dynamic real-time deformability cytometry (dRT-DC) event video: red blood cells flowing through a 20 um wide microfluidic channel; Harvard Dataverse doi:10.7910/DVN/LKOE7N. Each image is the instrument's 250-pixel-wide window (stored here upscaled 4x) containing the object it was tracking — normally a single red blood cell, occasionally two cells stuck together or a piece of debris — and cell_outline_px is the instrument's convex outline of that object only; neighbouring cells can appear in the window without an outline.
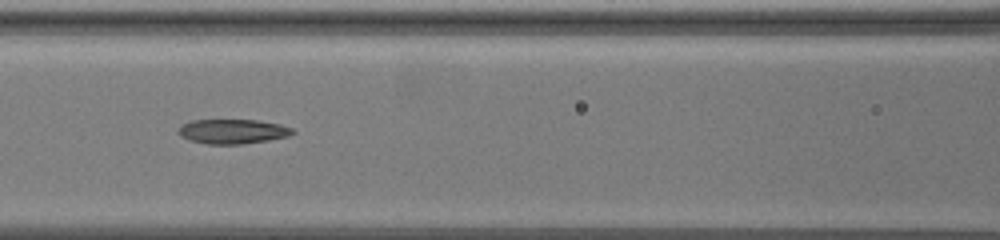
{"species": "common noctule bat (a hibernating species)", "species_latin": "Nyctalus noctula", "temperature_condition": "warm", "stored_images_in_passage": 10, "camera_frame_rate_fps": 3000, "um_per_image_px": 0.085, "animal": {"sex": "female", "body_mass_g": 19.5, "forearm_length_mm": 54.1}, "frame": {"image": 1, "passage_image": 6, "time_ms": 3.667, "image_size_px": [1000, 240], "cell_outline_px": [[296, 132], [288, 136], [268, 140], [244, 144], [208, 144], [188, 140], [180, 136], [176, 132], [184, 124], [192, 120], [256, 120], [280, 124], [292, 128]], "centroid_in_image_um": [19.77, 11.18], "position_along_channel_um": 146.8, "area_um2": 16.36}}
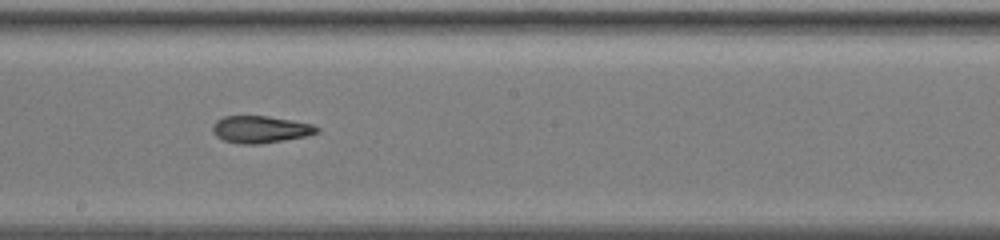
{"frame": {"image": 2, "passage_image": 9, "time_ms": 6.333, "image_size_px": [1000, 240], "cell_outline_px": [[320, 132], [308, 136], [260, 144], [240, 144], [224, 140], [216, 136], [212, 132], [212, 124], [216, 120], [224, 116], [268, 116], [292, 120], [312, 124], [320, 128]], "centroid_in_image_um": [22.14, 11.0], "position_along_channel_um": 226.1, "area_um2": 16.65}}